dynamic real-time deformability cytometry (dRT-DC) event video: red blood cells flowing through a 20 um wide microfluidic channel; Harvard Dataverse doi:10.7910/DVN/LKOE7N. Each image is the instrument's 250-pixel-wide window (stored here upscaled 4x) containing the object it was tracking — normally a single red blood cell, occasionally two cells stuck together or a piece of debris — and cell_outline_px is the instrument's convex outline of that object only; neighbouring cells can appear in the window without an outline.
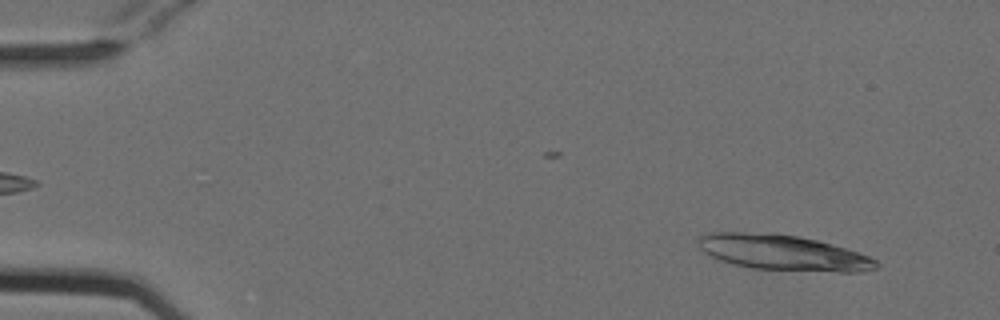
{"species": "Egyptian fruit bat (a non-hibernating species)", "species_latin": "Rousettus aegyptiacus", "temperature_condition": "cold", "stored_images_in_passage": 23, "segment_of_instrument_passage": [1, 2], "camera_frame_rate_fps": 3000, "um_per_image_px": 0.085, "animal": {"sex": "female"}, "frame": {"image": 1, "passage_image": 4, "time_ms": 1.0, "image_size_px": [1000, 320], "cell_outline_px": [[880, 264], [876, 268], [860, 272], [840, 272], [752, 268], [732, 264], [720, 260], [704, 252], [700, 248], [696, 240], [700, 236], [712, 232], [776, 232], [816, 240], [844, 248], [868, 256], [876, 260]], "centroid_in_image_um": [66.52, 21.46], "position_along_channel_um": 18.5, "area_um2": 36.7}}